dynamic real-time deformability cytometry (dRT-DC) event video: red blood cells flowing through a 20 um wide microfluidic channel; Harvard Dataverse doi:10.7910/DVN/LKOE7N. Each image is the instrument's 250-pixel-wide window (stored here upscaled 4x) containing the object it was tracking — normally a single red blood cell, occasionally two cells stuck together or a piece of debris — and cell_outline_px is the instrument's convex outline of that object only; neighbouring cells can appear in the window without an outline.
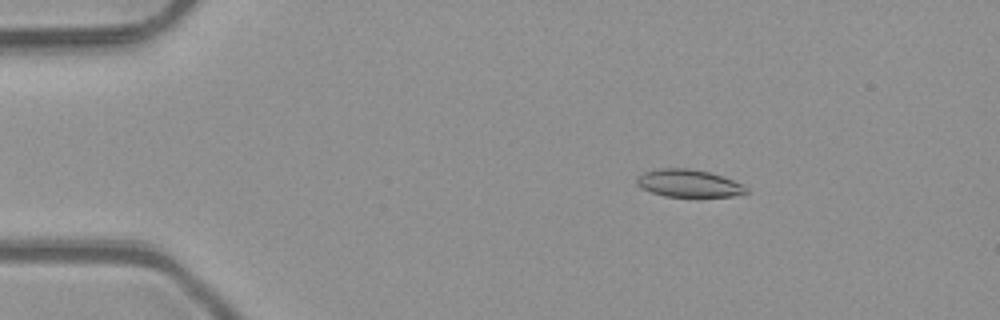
{"species": "common noctule bat (a hibernating species)", "species_latin": "Nyctalus noctula", "temperature_condition": "room temperature", "stored_images_in_passage": 50, "camera_frame_rate_fps": 3000, "um_per_image_px": 0.085, "animal": {"sex": "male", "body_mass_g": 23.1, "forearm_length_mm": 52.7}, "frame": {"image": 1, "passage_image": 8, "time_ms": 2.333, "image_size_px": [1000, 320], "cell_outline_px": [[748, 192], [732, 196], [664, 196], [652, 192], [636, 184], [636, 176], [644, 172], [660, 168], [688, 168], [708, 172], [744, 184], [748, 188]], "centroid_in_image_um": [58.52, 15.57], "position_along_channel_um": 26.5, "area_um2": 17.34}}
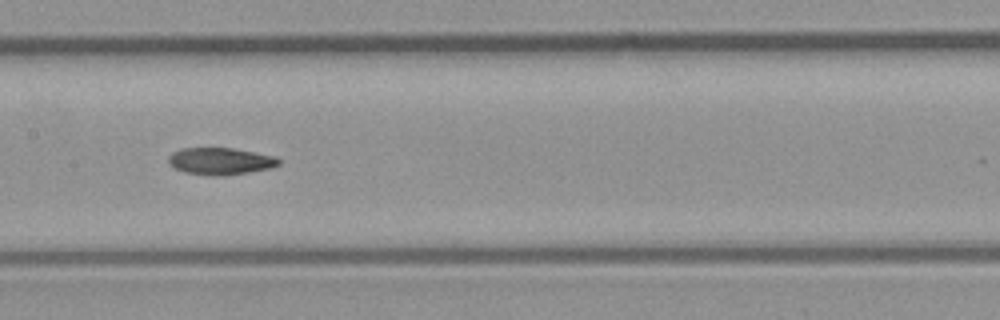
{"frame": {"image": 2, "passage_image": 25, "time_ms": 8.0, "image_size_px": [1000, 320], "cell_outline_px": [[280, 164], [272, 168], [224, 176], [212, 176], [188, 172], [176, 168], [168, 164], [168, 156], [172, 152], [180, 148], [232, 148], [276, 156], [280, 160]], "centroid_in_image_um": [18.74, 13.69], "position_along_channel_um": 188.7, "area_um2": 17.4}}
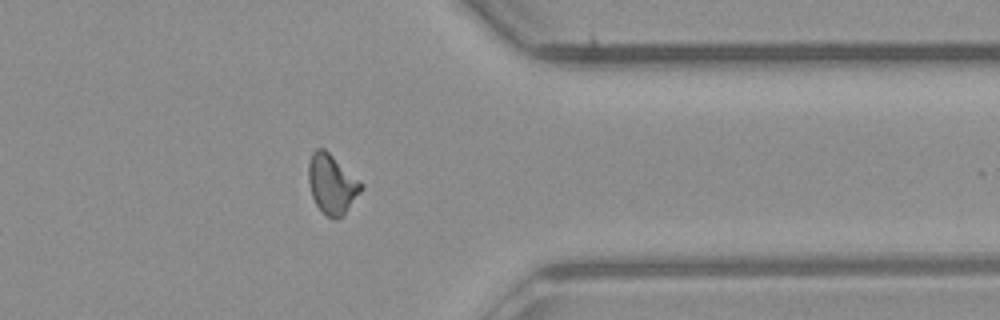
{"frame": {"image": 3, "passage_image": 40, "time_ms": 13.0, "image_size_px": [1000, 320], "cell_outline_px": [[364, 188], [344, 216], [332, 220], [316, 204], [312, 196], [308, 184], [308, 164], [312, 152], [316, 148], [324, 148], [364, 184]], "centroid_in_image_um": [28.23, 15.65], "position_along_channel_um": 383.2, "area_um2": 18.44}, "authors_computed_cell_mechanics": {"area_um2": 17.6579, "velocity_mm_per_s": 4.1051, "shape_relaxation_time_tau1_ms": null, "shape_relaxation_time_tau2_ms": 5.6357, "deformation_change_tau1": null, "deformation_change_tau2": 0.1331}}